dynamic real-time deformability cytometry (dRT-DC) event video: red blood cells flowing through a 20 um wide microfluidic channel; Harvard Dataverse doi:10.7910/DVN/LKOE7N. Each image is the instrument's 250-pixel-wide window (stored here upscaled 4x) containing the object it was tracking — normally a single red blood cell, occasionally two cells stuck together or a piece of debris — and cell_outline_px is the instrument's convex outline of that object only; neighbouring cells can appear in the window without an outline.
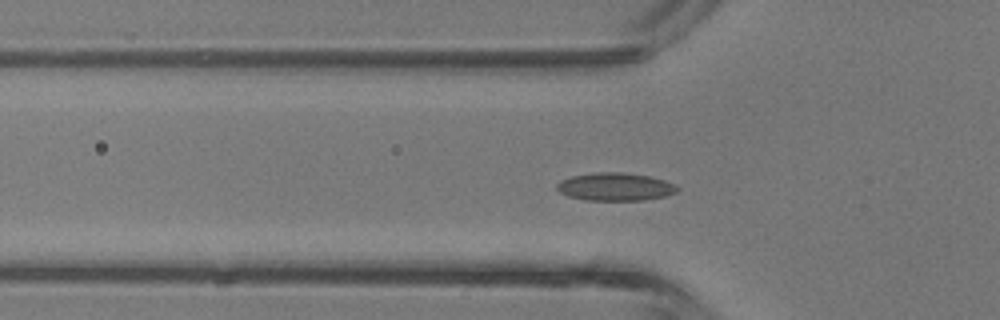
{"species": "common noctule bat (a hibernating species)", "species_latin": "Nyctalus noctula", "temperature_condition": "room temperature", "stored_images_in_passage": 42, "camera_frame_rate_fps": 3000, "um_per_image_px": 0.085, "animal": {"sex": "male", "body_mass_g": 13.3}, "frame": {"image": 1, "passage_image": 12, "time_ms": 3.667, "image_size_px": [1000, 320], "cell_outline_px": [[680, 188], [676, 192], [668, 196], [644, 200], [584, 200], [568, 196], [560, 192], [556, 188], [556, 184], [560, 180], [572, 176], [596, 172], [624, 172], [648, 176], [664, 180]], "centroid_in_image_um": [52.28, 15.88], "position_along_channel_um": 73.5, "area_um2": 19.65}}
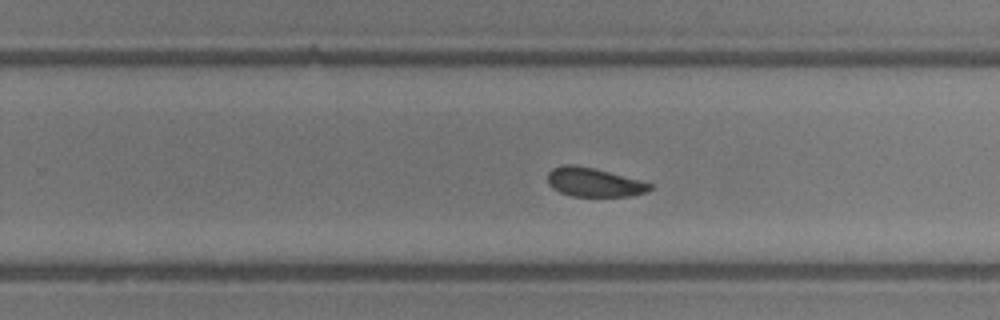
{"frame": {"image": 2, "passage_image": 25, "time_ms": 8.0, "image_size_px": [1000, 320], "cell_outline_px": [[652, 188], [648, 192], [632, 196], [572, 196], [560, 192], [552, 188], [548, 184], [548, 172], [552, 168], [564, 164], [576, 164], [608, 172], [652, 184]], "centroid_in_image_um": [50.45, 15.5], "position_along_channel_um": 279.4, "area_um2": 17.11}}
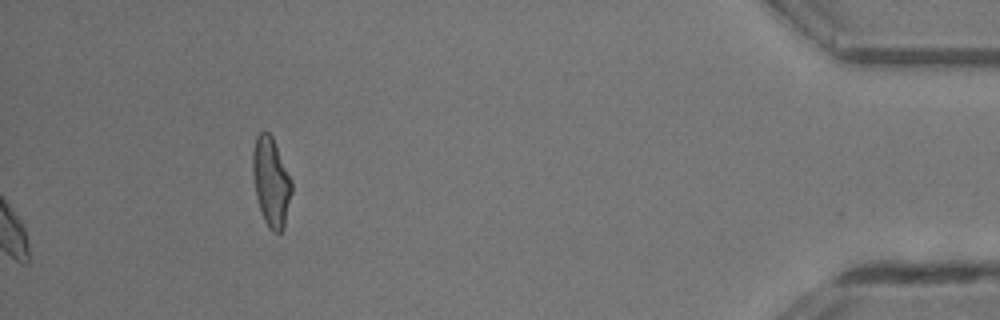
{"frame": {"image": 3, "passage_image": 42, "time_ms": 13.667, "image_size_px": [1000, 320], "cell_outline_px": [[292, 192], [284, 228], [280, 232], [272, 232], [268, 228], [264, 220], [256, 196], [252, 172], [252, 152], [256, 136], [260, 132], [268, 132], [272, 136], [292, 180]], "centroid_in_image_um": [23.04, 15.46], "position_along_channel_um": 412.2, "area_um2": 20.29}, "authors_computed_cell_mechanics": {"area_um2": 18.207, "velocity_mm_per_s": 4.737, "shape_relaxation_time_tau1_ms": null, "shape_relaxation_time_tau2_ms": 4.4293, "deformation_change_tau1": null, "deformation_change_tau2": 0.1177}}